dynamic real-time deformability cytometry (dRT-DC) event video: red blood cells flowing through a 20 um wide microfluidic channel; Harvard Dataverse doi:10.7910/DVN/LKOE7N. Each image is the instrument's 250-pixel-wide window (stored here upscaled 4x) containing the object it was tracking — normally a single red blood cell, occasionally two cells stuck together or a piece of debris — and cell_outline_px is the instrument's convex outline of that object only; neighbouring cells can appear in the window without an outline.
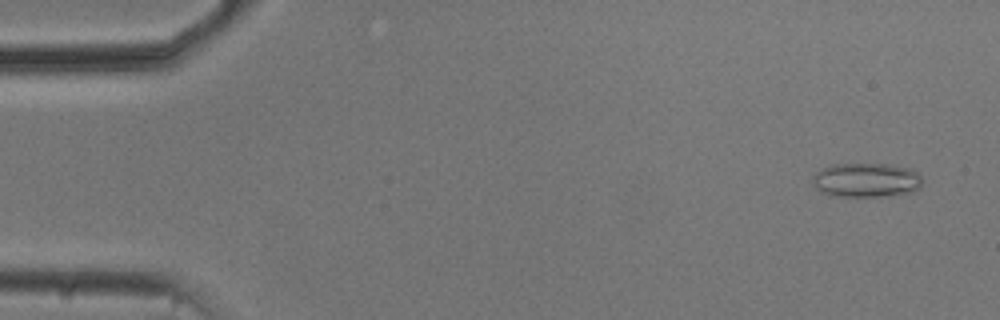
{"species": "common noctule bat (a hibernating species)", "species_latin": "Nyctalus noctula", "temperature_condition": "cold", "stored_images_in_passage": 54, "camera_frame_rate_fps": 3000, "um_per_image_px": 0.085, "animal": {"sex": "male", "body_mass_g": 20.5, "forearm_length_mm": 52.5}, "frame": {"image": 1, "passage_image": 3, "time_ms": 0.667, "image_size_px": [1000, 320], "cell_outline_px": [[920, 188], [912, 192], [888, 196], [828, 196], [816, 188], [812, 180], [812, 176], [816, 172], [832, 164], [884, 164], [912, 168], [920, 176]], "centroid_in_image_um": [73.61, 15.31], "position_along_channel_um": 11.4, "area_um2": 21.96}}
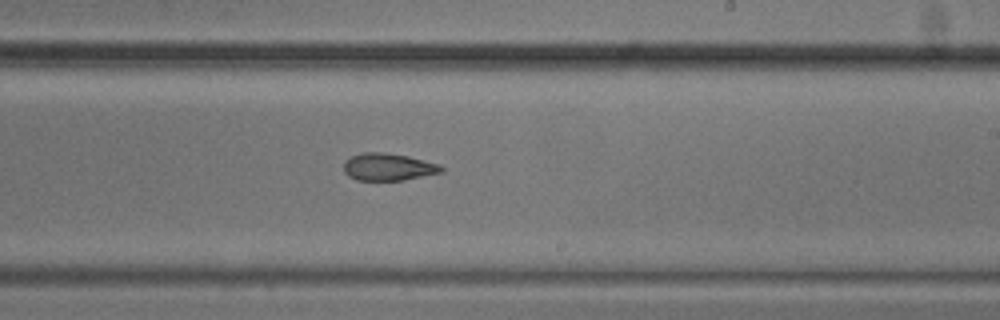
{"frame": {"image": 2, "passage_image": 32, "time_ms": 10.333, "image_size_px": [1000, 320], "cell_outline_px": [[444, 172], [404, 180], [356, 180], [348, 176], [344, 172], [344, 164], [352, 156], [364, 152], [380, 152], [408, 156], [440, 164], [444, 168]], "centroid_in_image_um": [33.04, 14.2], "position_along_channel_um": 256.0, "area_um2": 15.49}}
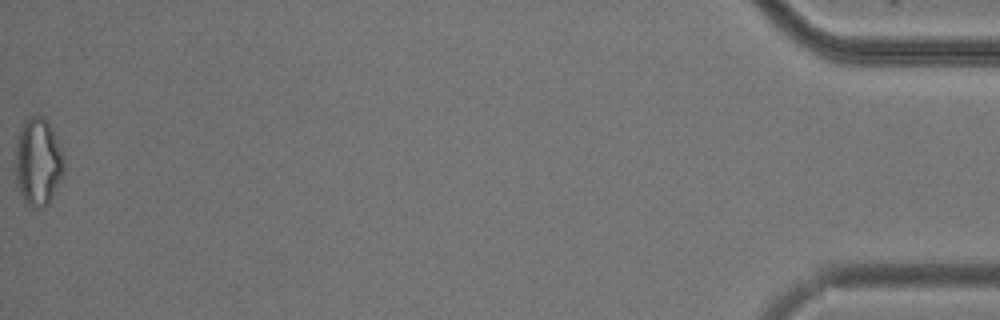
{"frame": {"image": 3, "passage_image": 54, "time_ms": 17.667, "image_size_px": [1000, 320], "cell_outline_px": [[64, 172], [48, 204], [44, 208], [32, 208], [24, 200], [16, 184], [16, 144], [20, 128], [24, 120], [28, 116], [36, 112], [44, 116], [48, 120], [60, 148], [64, 160]], "centroid_in_image_um": [3.22, 13.71], "position_along_channel_um": 432.0, "area_um2": 25.03}, "authors_computed_cell_mechanics": {"area_um2": 17.4845, "velocity_mm_per_s": 3.7599, "shape_relaxation_time_tau1_ms": 8.7149, "shape_relaxation_time_tau2_ms": 7.0001, "deformation_change_tau1": 0.1635, "deformation_change_tau2": 0.1599}}